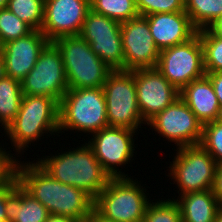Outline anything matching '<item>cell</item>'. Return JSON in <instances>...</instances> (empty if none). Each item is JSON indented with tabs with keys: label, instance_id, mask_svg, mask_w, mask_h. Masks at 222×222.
<instances>
[{
	"label": "cell",
	"instance_id": "obj_21",
	"mask_svg": "<svg viewBox=\"0 0 222 222\" xmlns=\"http://www.w3.org/2000/svg\"><path fill=\"white\" fill-rule=\"evenodd\" d=\"M22 97L19 80L9 76L0 79V131L5 130L17 116Z\"/></svg>",
	"mask_w": 222,
	"mask_h": 222
},
{
	"label": "cell",
	"instance_id": "obj_6",
	"mask_svg": "<svg viewBox=\"0 0 222 222\" xmlns=\"http://www.w3.org/2000/svg\"><path fill=\"white\" fill-rule=\"evenodd\" d=\"M53 43L64 63L68 89L103 87L113 71L95 54L80 35L63 36Z\"/></svg>",
	"mask_w": 222,
	"mask_h": 222
},
{
	"label": "cell",
	"instance_id": "obj_16",
	"mask_svg": "<svg viewBox=\"0 0 222 222\" xmlns=\"http://www.w3.org/2000/svg\"><path fill=\"white\" fill-rule=\"evenodd\" d=\"M50 41L40 30H33L27 36L14 39L0 46L6 76L21 80L35 66L44 47Z\"/></svg>",
	"mask_w": 222,
	"mask_h": 222
},
{
	"label": "cell",
	"instance_id": "obj_17",
	"mask_svg": "<svg viewBox=\"0 0 222 222\" xmlns=\"http://www.w3.org/2000/svg\"><path fill=\"white\" fill-rule=\"evenodd\" d=\"M145 17L160 51L183 44L197 34V29L192 25L185 11L155 13Z\"/></svg>",
	"mask_w": 222,
	"mask_h": 222
},
{
	"label": "cell",
	"instance_id": "obj_18",
	"mask_svg": "<svg viewBox=\"0 0 222 222\" xmlns=\"http://www.w3.org/2000/svg\"><path fill=\"white\" fill-rule=\"evenodd\" d=\"M180 98L204 125L222 118V111L207 75L193 80L180 91Z\"/></svg>",
	"mask_w": 222,
	"mask_h": 222
},
{
	"label": "cell",
	"instance_id": "obj_13",
	"mask_svg": "<svg viewBox=\"0 0 222 222\" xmlns=\"http://www.w3.org/2000/svg\"><path fill=\"white\" fill-rule=\"evenodd\" d=\"M124 70L156 68L160 50L150 32L147 18L138 15L121 23Z\"/></svg>",
	"mask_w": 222,
	"mask_h": 222
},
{
	"label": "cell",
	"instance_id": "obj_31",
	"mask_svg": "<svg viewBox=\"0 0 222 222\" xmlns=\"http://www.w3.org/2000/svg\"><path fill=\"white\" fill-rule=\"evenodd\" d=\"M135 4L141 16L185 11V0H135Z\"/></svg>",
	"mask_w": 222,
	"mask_h": 222
},
{
	"label": "cell",
	"instance_id": "obj_2",
	"mask_svg": "<svg viewBox=\"0 0 222 222\" xmlns=\"http://www.w3.org/2000/svg\"><path fill=\"white\" fill-rule=\"evenodd\" d=\"M3 132L14 149L13 158L23 159L27 148H31V144L35 146L34 142L45 140L46 135V138L61 136L59 103L49 96L23 95L17 116Z\"/></svg>",
	"mask_w": 222,
	"mask_h": 222
},
{
	"label": "cell",
	"instance_id": "obj_27",
	"mask_svg": "<svg viewBox=\"0 0 222 222\" xmlns=\"http://www.w3.org/2000/svg\"><path fill=\"white\" fill-rule=\"evenodd\" d=\"M7 8L33 30H40L44 21V0H8Z\"/></svg>",
	"mask_w": 222,
	"mask_h": 222
},
{
	"label": "cell",
	"instance_id": "obj_11",
	"mask_svg": "<svg viewBox=\"0 0 222 222\" xmlns=\"http://www.w3.org/2000/svg\"><path fill=\"white\" fill-rule=\"evenodd\" d=\"M20 83L23 95L49 96L61 101L68 83L62 55L53 42L44 47L35 66Z\"/></svg>",
	"mask_w": 222,
	"mask_h": 222
},
{
	"label": "cell",
	"instance_id": "obj_38",
	"mask_svg": "<svg viewBox=\"0 0 222 222\" xmlns=\"http://www.w3.org/2000/svg\"><path fill=\"white\" fill-rule=\"evenodd\" d=\"M86 222H115V221L108 220L102 217L95 209H93L91 215L86 220Z\"/></svg>",
	"mask_w": 222,
	"mask_h": 222
},
{
	"label": "cell",
	"instance_id": "obj_40",
	"mask_svg": "<svg viewBox=\"0 0 222 222\" xmlns=\"http://www.w3.org/2000/svg\"><path fill=\"white\" fill-rule=\"evenodd\" d=\"M214 222H222V207L219 208Z\"/></svg>",
	"mask_w": 222,
	"mask_h": 222
},
{
	"label": "cell",
	"instance_id": "obj_10",
	"mask_svg": "<svg viewBox=\"0 0 222 222\" xmlns=\"http://www.w3.org/2000/svg\"><path fill=\"white\" fill-rule=\"evenodd\" d=\"M156 68L179 91L193 80L205 76L199 34L183 44L160 51Z\"/></svg>",
	"mask_w": 222,
	"mask_h": 222
},
{
	"label": "cell",
	"instance_id": "obj_37",
	"mask_svg": "<svg viewBox=\"0 0 222 222\" xmlns=\"http://www.w3.org/2000/svg\"><path fill=\"white\" fill-rule=\"evenodd\" d=\"M45 222H80L74 218L50 214Z\"/></svg>",
	"mask_w": 222,
	"mask_h": 222
},
{
	"label": "cell",
	"instance_id": "obj_3",
	"mask_svg": "<svg viewBox=\"0 0 222 222\" xmlns=\"http://www.w3.org/2000/svg\"><path fill=\"white\" fill-rule=\"evenodd\" d=\"M84 142L76 148L66 147L63 152L57 150L55 155H42L36 158V162L55 180L74 186L95 200L106 187L110 176L103 170L85 139Z\"/></svg>",
	"mask_w": 222,
	"mask_h": 222
},
{
	"label": "cell",
	"instance_id": "obj_5",
	"mask_svg": "<svg viewBox=\"0 0 222 222\" xmlns=\"http://www.w3.org/2000/svg\"><path fill=\"white\" fill-rule=\"evenodd\" d=\"M143 186L133 177L110 178L95 198L94 209L102 217L115 222L142 221L152 201L151 194L146 192L149 186Z\"/></svg>",
	"mask_w": 222,
	"mask_h": 222
},
{
	"label": "cell",
	"instance_id": "obj_33",
	"mask_svg": "<svg viewBox=\"0 0 222 222\" xmlns=\"http://www.w3.org/2000/svg\"><path fill=\"white\" fill-rule=\"evenodd\" d=\"M18 181L15 174H13L6 182L0 185V220H6L5 210V193Z\"/></svg>",
	"mask_w": 222,
	"mask_h": 222
},
{
	"label": "cell",
	"instance_id": "obj_12",
	"mask_svg": "<svg viewBox=\"0 0 222 222\" xmlns=\"http://www.w3.org/2000/svg\"><path fill=\"white\" fill-rule=\"evenodd\" d=\"M155 135L174 143L175 148L199 145L203 124L179 97L174 103L155 115L146 124ZM157 133V134H156Z\"/></svg>",
	"mask_w": 222,
	"mask_h": 222
},
{
	"label": "cell",
	"instance_id": "obj_22",
	"mask_svg": "<svg viewBox=\"0 0 222 222\" xmlns=\"http://www.w3.org/2000/svg\"><path fill=\"white\" fill-rule=\"evenodd\" d=\"M80 36L89 44L95 38L121 37V23L90 9Z\"/></svg>",
	"mask_w": 222,
	"mask_h": 222
},
{
	"label": "cell",
	"instance_id": "obj_7",
	"mask_svg": "<svg viewBox=\"0 0 222 222\" xmlns=\"http://www.w3.org/2000/svg\"><path fill=\"white\" fill-rule=\"evenodd\" d=\"M173 161L168 162V180L175 184L179 195L210 190L214 184L216 162L199 144L174 148Z\"/></svg>",
	"mask_w": 222,
	"mask_h": 222
},
{
	"label": "cell",
	"instance_id": "obj_29",
	"mask_svg": "<svg viewBox=\"0 0 222 222\" xmlns=\"http://www.w3.org/2000/svg\"><path fill=\"white\" fill-rule=\"evenodd\" d=\"M32 31L33 29L27 23L8 8L0 9V46L8 41L25 37Z\"/></svg>",
	"mask_w": 222,
	"mask_h": 222
},
{
	"label": "cell",
	"instance_id": "obj_19",
	"mask_svg": "<svg viewBox=\"0 0 222 222\" xmlns=\"http://www.w3.org/2000/svg\"><path fill=\"white\" fill-rule=\"evenodd\" d=\"M5 210L8 222H45L50 215L18 181L5 193Z\"/></svg>",
	"mask_w": 222,
	"mask_h": 222
},
{
	"label": "cell",
	"instance_id": "obj_8",
	"mask_svg": "<svg viewBox=\"0 0 222 222\" xmlns=\"http://www.w3.org/2000/svg\"><path fill=\"white\" fill-rule=\"evenodd\" d=\"M102 88L106 99L108 126L143 131L141 127L147 123L139 111L135 70L112 71Z\"/></svg>",
	"mask_w": 222,
	"mask_h": 222
},
{
	"label": "cell",
	"instance_id": "obj_24",
	"mask_svg": "<svg viewBox=\"0 0 222 222\" xmlns=\"http://www.w3.org/2000/svg\"><path fill=\"white\" fill-rule=\"evenodd\" d=\"M91 50L113 71L124 70V53L121 37L95 38Z\"/></svg>",
	"mask_w": 222,
	"mask_h": 222
},
{
	"label": "cell",
	"instance_id": "obj_23",
	"mask_svg": "<svg viewBox=\"0 0 222 222\" xmlns=\"http://www.w3.org/2000/svg\"><path fill=\"white\" fill-rule=\"evenodd\" d=\"M185 12L197 30L208 28L222 15V0H185Z\"/></svg>",
	"mask_w": 222,
	"mask_h": 222
},
{
	"label": "cell",
	"instance_id": "obj_25",
	"mask_svg": "<svg viewBox=\"0 0 222 222\" xmlns=\"http://www.w3.org/2000/svg\"><path fill=\"white\" fill-rule=\"evenodd\" d=\"M91 9L120 23L137 17L135 0H90Z\"/></svg>",
	"mask_w": 222,
	"mask_h": 222
},
{
	"label": "cell",
	"instance_id": "obj_9",
	"mask_svg": "<svg viewBox=\"0 0 222 222\" xmlns=\"http://www.w3.org/2000/svg\"><path fill=\"white\" fill-rule=\"evenodd\" d=\"M139 133L128 128L108 126L90 135V139L86 138V143L92 148L95 157L110 178L132 177L124 173L122 167L131 164L137 157L134 142Z\"/></svg>",
	"mask_w": 222,
	"mask_h": 222
},
{
	"label": "cell",
	"instance_id": "obj_41",
	"mask_svg": "<svg viewBox=\"0 0 222 222\" xmlns=\"http://www.w3.org/2000/svg\"><path fill=\"white\" fill-rule=\"evenodd\" d=\"M8 0H0V9L7 8Z\"/></svg>",
	"mask_w": 222,
	"mask_h": 222
},
{
	"label": "cell",
	"instance_id": "obj_4",
	"mask_svg": "<svg viewBox=\"0 0 222 222\" xmlns=\"http://www.w3.org/2000/svg\"><path fill=\"white\" fill-rule=\"evenodd\" d=\"M108 127L106 99L102 87L68 89L59 102V133L90 134ZM63 130V131H62ZM75 130V132H74ZM63 132V133H62Z\"/></svg>",
	"mask_w": 222,
	"mask_h": 222
},
{
	"label": "cell",
	"instance_id": "obj_35",
	"mask_svg": "<svg viewBox=\"0 0 222 222\" xmlns=\"http://www.w3.org/2000/svg\"><path fill=\"white\" fill-rule=\"evenodd\" d=\"M209 77L211 84L213 86L214 92L217 96L219 106L222 111V71L220 72H213V73H206Z\"/></svg>",
	"mask_w": 222,
	"mask_h": 222
},
{
	"label": "cell",
	"instance_id": "obj_28",
	"mask_svg": "<svg viewBox=\"0 0 222 222\" xmlns=\"http://www.w3.org/2000/svg\"><path fill=\"white\" fill-rule=\"evenodd\" d=\"M154 201V202H153ZM145 222H182L179 204L172 197L154 199L149 203Z\"/></svg>",
	"mask_w": 222,
	"mask_h": 222
},
{
	"label": "cell",
	"instance_id": "obj_39",
	"mask_svg": "<svg viewBox=\"0 0 222 222\" xmlns=\"http://www.w3.org/2000/svg\"><path fill=\"white\" fill-rule=\"evenodd\" d=\"M6 76L5 64L0 53V79Z\"/></svg>",
	"mask_w": 222,
	"mask_h": 222
},
{
	"label": "cell",
	"instance_id": "obj_34",
	"mask_svg": "<svg viewBox=\"0 0 222 222\" xmlns=\"http://www.w3.org/2000/svg\"><path fill=\"white\" fill-rule=\"evenodd\" d=\"M212 191L219 206L222 207V164H216Z\"/></svg>",
	"mask_w": 222,
	"mask_h": 222
},
{
	"label": "cell",
	"instance_id": "obj_15",
	"mask_svg": "<svg viewBox=\"0 0 222 222\" xmlns=\"http://www.w3.org/2000/svg\"><path fill=\"white\" fill-rule=\"evenodd\" d=\"M90 9V0H44L40 31L50 42L63 36L80 35Z\"/></svg>",
	"mask_w": 222,
	"mask_h": 222
},
{
	"label": "cell",
	"instance_id": "obj_14",
	"mask_svg": "<svg viewBox=\"0 0 222 222\" xmlns=\"http://www.w3.org/2000/svg\"><path fill=\"white\" fill-rule=\"evenodd\" d=\"M135 87L139 111L146 123L180 97V91L157 68L135 70Z\"/></svg>",
	"mask_w": 222,
	"mask_h": 222
},
{
	"label": "cell",
	"instance_id": "obj_1",
	"mask_svg": "<svg viewBox=\"0 0 222 222\" xmlns=\"http://www.w3.org/2000/svg\"><path fill=\"white\" fill-rule=\"evenodd\" d=\"M15 160L14 174L20 185L50 214L86 222L94 209V200L82 190L55 180L37 162Z\"/></svg>",
	"mask_w": 222,
	"mask_h": 222
},
{
	"label": "cell",
	"instance_id": "obj_32",
	"mask_svg": "<svg viewBox=\"0 0 222 222\" xmlns=\"http://www.w3.org/2000/svg\"><path fill=\"white\" fill-rule=\"evenodd\" d=\"M2 144L0 143V185L6 182L13 174H14V165L15 159L13 158V154L11 153V149L8 147L9 151H7V147L4 148V145H9V143Z\"/></svg>",
	"mask_w": 222,
	"mask_h": 222
},
{
	"label": "cell",
	"instance_id": "obj_30",
	"mask_svg": "<svg viewBox=\"0 0 222 222\" xmlns=\"http://www.w3.org/2000/svg\"><path fill=\"white\" fill-rule=\"evenodd\" d=\"M200 145L216 164H222V118L203 125Z\"/></svg>",
	"mask_w": 222,
	"mask_h": 222
},
{
	"label": "cell",
	"instance_id": "obj_26",
	"mask_svg": "<svg viewBox=\"0 0 222 222\" xmlns=\"http://www.w3.org/2000/svg\"><path fill=\"white\" fill-rule=\"evenodd\" d=\"M203 48L206 73L222 71V38L217 37L209 28L197 30Z\"/></svg>",
	"mask_w": 222,
	"mask_h": 222
},
{
	"label": "cell",
	"instance_id": "obj_36",
	"mask_svg": "<svg viewBox=\"0 0 222 222\" xmlns=\"http://www.w3.org/2000/svg\"><path fill=\"white\" fill-rule=\"evenodd\" d=\"M217 37L222 38V15L208 27Z\"/></svg>",
	"mask_w": 222,
	"mask_h": 222
},
{
	"label": "cell",
	"instance_id": "obj_20",
	"mask_svg": "<svg viewBox=\"0 0 222 222\" xmlns=\"http://www.w3.org/2000/svg\"><path fill=\"white\" fill-rule=\"evenodd\" d=\"M182 222H214L220 208L212 189L177 195Z\"/></svg>",
	"mask_w": 222,
	"mask_h": 222
}]
</instances>
